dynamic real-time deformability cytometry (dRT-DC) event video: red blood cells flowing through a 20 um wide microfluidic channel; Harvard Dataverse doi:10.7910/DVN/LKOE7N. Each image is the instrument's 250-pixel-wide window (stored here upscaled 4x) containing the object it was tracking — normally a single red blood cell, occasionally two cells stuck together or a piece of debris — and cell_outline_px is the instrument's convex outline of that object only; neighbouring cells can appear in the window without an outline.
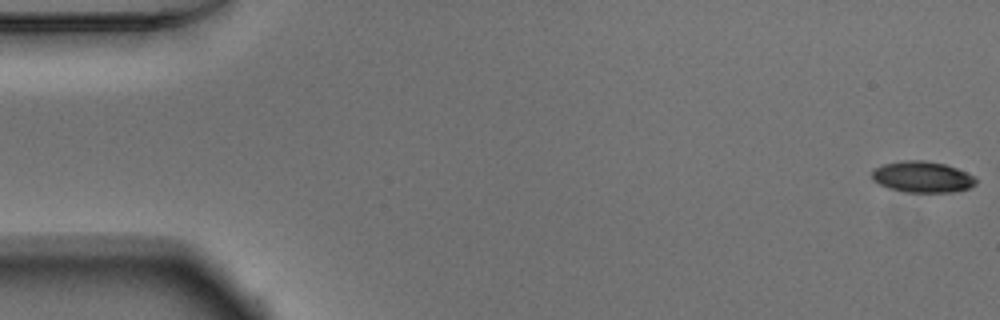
{"species": "Egyptian fruit bat (a non-hibernating species)", "species_latin": "Rousettus aegyptiacus", "temperature_condition": "warm", "stored_images_in_passage": 52, "camera_frame_rate_fps": 3000, "um_per_image_px": 0.085, "animal": {"sex": "male"}, "frame": {"image": 1, "passage_image": 1, "time_ms": 0.0, "image_size_px": [1000, 320], "cell_outline_px": [[976, 184], [968, 188], [952, 192], [904, 192], [888, 188], [872, 180], [872, 168], [884, 164], [904, 160], [924, 160], [944, 164], [956, 168], [976, 176]], "centroid_in_image_um": [78.38, 15.04], "position_along_channel_um": 6.6, "area_um2": 18.96}}
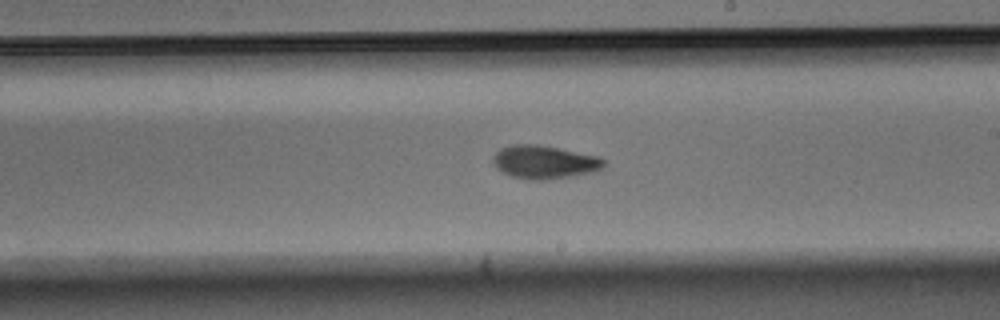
{"frame": {"image": 2, "passage_image": 30, "time_ms": 9.667, "image_size_px": [1000, 320], "cell_outline_px": [[604, 168], [596, 172], [544, 180], [524, 180], [512, 176], [496, 168], [492, 164], [492, 160], [496, 152], [500, 148], [508, 144], [536, 144], [560, 148], [600, 156], [604, 160]], "centroid_in_image_um": [46.27, 13.77], "position_along_channel_um": 242.7, "area_um2": 21.85}}
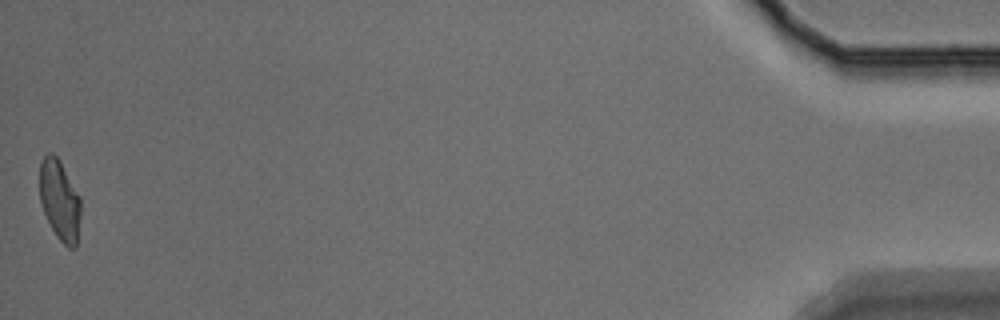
{"frame": {"image": 3, "passage_image": 52, "time_ms": 17.0, "image_size_px": [1000, 320], "cell_outline_px": [[80, 216], [76, 248], [68, 248], [56, 236], [44, 212], [40, 200], [40, 164], [44, 156], [48, 152], [52, 152], [60, 160], [80, 196]], "centroid_in_image_um": [5.08, 17.01], "position_along_channel_um": 430.1, "area_um2": 19.19}, "authors_computed_cell_mechanics": {"area_um2": 20.23, "velocity_mm_per_s": 3.8943, "shape_relaxation_time_tau1_ms": 5.1674, "shape_relaxation_time_tau2_ms": 3.0557, "deformation_change_tau1": 0.1681, "deformation_change_tau2": 0.0882}}